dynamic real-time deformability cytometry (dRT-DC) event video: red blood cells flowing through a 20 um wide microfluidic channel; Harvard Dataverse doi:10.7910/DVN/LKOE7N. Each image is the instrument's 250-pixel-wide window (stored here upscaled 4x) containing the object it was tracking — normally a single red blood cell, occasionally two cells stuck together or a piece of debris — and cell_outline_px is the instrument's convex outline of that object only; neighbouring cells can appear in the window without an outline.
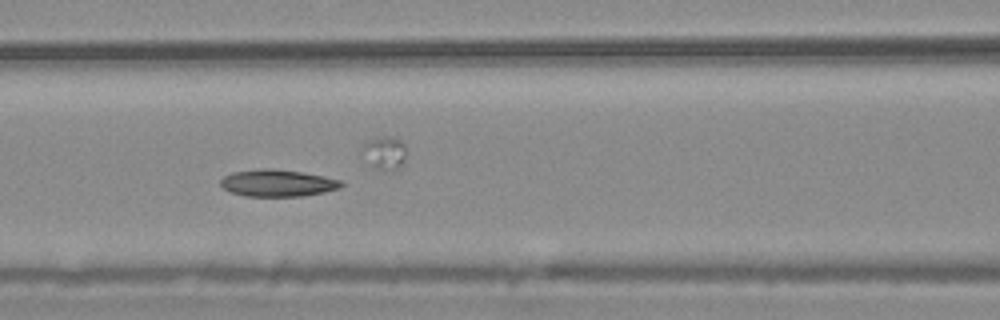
{"species": "common noctule bat (a hibernating species)", "species_latin": "Nyctalus noctula", "temperature_condition": "warm", "stored_images_in_passage": 7, "camera_frame_rate_fps": 3000, "um_per_image_px": 0.085, "animal": {"sex": "male", "body_mass_g": 20.4}, "frame": {"image": 1, "passage_image": 6, "time_ms": 1.667, "image_size_px": [1000, 320], "cell_outline_px": [[344, 184], [340, 188], [324, 192], [304, 196], [244, 196], [228, 192], [220, 184], [220, 180], [224, 176], [232, 172], [256, 168], [272, 168], [300, 172], [324, 176], [344, 180]], "centroid_in_image_um": [23.59, 15.55], "position_along_channel_um": 143.0, "area_um2": 19.25}}